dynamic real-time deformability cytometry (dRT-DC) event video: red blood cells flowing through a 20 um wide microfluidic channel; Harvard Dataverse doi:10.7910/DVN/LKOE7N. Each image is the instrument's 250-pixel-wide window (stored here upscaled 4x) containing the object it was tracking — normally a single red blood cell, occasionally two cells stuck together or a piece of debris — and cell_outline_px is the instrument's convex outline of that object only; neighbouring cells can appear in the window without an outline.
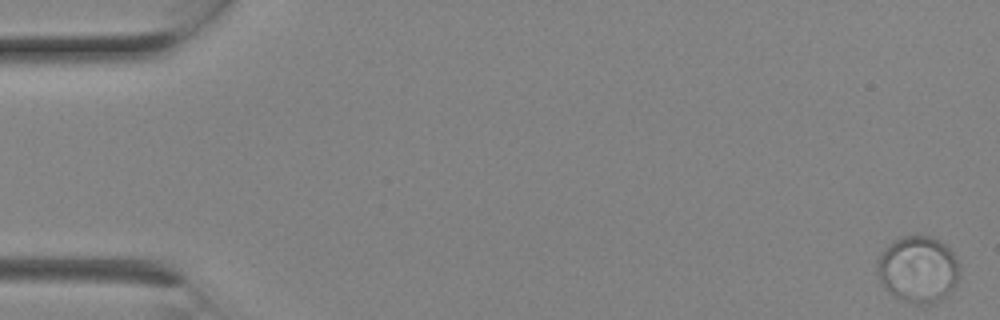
{"species": "Egyptian fruit bat (a non-hibernating species)", "species_latin": "Rousettus aegyptiacus", "temperature_condition": "room temperature", "stored_images_in_passage": 6, "camera_frame_rate_fps": 3000, "um_per_image_px": 0.085, "animal": {"sex": "female"}, "frame": {"image": 1, "passage_image": 1, "time_ms": 0.0, "image_size_px": [1000, 320], "cell_outline_px": [[960, 276], [956, 284], [948, 296], [944, 300], [936, 304], [912, 304], [892, 296], [884, 288], [880, 280], [876, 268], [880, 252], [884, 248], [896, 240], [904, 236], [932, 236], [944, 244], [952, 252], [960, 264]], "centroid_in_image_um": [78.06, 22.94], "position_along_channel_um": 6.9, "area_um2": 32.54}}